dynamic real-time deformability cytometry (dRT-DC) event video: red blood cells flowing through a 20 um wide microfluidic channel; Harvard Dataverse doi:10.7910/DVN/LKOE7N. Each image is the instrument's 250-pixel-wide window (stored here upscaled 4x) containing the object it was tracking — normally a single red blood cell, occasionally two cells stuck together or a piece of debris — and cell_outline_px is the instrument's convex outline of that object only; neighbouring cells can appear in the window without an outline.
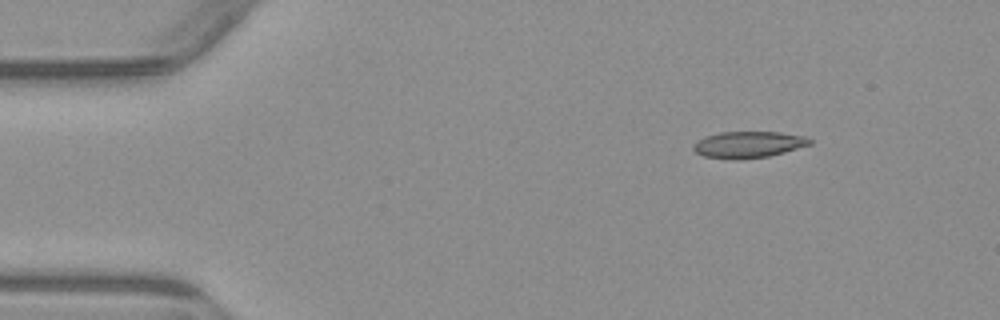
{"species": "common noctule bat (a hibernating species)", "species_latin": "Nyctalus noctula", "temperature_condition": "warm", "stored_images_in_passage": 3, "camera_frame_rate_fps": 3000, "um_per_image_px": 0.085, "animal": {"sex": "male", "body_mass_g": 23.1, "forearm_length_mm": 52.7}, "frame": {"image": 1, "passage_image": 1, "time_ms": 0.0, "image_size_px": [1000, 320], "cell_outline_px": [[812, 144], [784, 152], [768, 156], [740, 160], [732, 160], [704, 156], [696, 152], [692, 148], [692, 144], [704, 136], [720, 132], [780, 132], [804, 136], [812, 140]], "centroid_in_image_um": [63.58, 12.29], "position_along_channel_um": 21.4, "area_um2": 18.09}}